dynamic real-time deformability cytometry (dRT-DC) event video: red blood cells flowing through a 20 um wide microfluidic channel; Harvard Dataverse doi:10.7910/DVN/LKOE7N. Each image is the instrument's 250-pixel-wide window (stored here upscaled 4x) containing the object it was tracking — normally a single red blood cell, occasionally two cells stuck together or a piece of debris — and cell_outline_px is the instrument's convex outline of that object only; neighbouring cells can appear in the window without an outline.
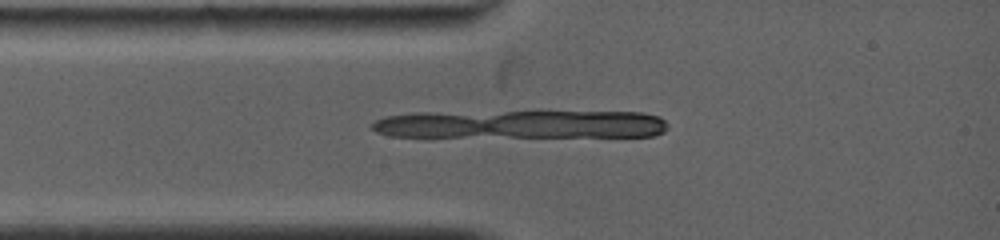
{"species": "common noctule bat (a hibernating species)", "species_latin": "Nyctalus noctula", "temperature_condition": "warm", "stored_images_in_passage": 3, "camera_frame_rate_fps": 5000, "um_per_image_px": 0.085, "animal": {"sex": "female", "body_mass_g": 19.0, "forearm_length_mm": 53.3}, "frame": {"image": 1, "passage_image": 1, "time_ms": 0.0, "image_size_px": [1000, 240], "cell_outline_px": [[472, 20], [460, 32], [412, 36], [344, 36], [328, 28], [352, 16], [460, 16]], "centroid_in_image_um": [33.98, 2.18], "position_along_channel_um": 51.0, "area_um2": 17.57}}